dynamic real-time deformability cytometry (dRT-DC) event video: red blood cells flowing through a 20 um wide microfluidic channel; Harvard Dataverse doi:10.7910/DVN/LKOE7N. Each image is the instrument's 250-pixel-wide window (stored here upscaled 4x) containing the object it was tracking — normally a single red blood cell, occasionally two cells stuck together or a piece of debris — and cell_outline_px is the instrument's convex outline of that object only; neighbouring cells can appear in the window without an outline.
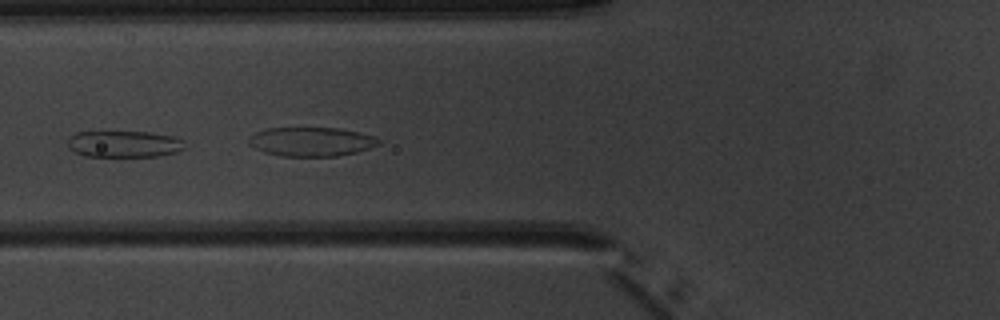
{"species": "common noctule bat (a hibernating species)", "species_latin": "Nyctalus noctula", "temperature_condition": "warm", "stored_images_in_passage": 8, "camera_frame_rate_fps": 3000, "um_per_image_px": 0.085, "animal": {"sex": "male", "body_mass_g": 20.1, "forearm_length_mm": 53.5}, "frame": {"image": 1, "passage_image": 5, "time_ms": 4.667, "image_size_px": [1000, 320], "cell_outline_px": [[188, 148], [176, 152], [156, 156], [84, 156], [68, 148], [68, 140], [76, 132], [148, 132], [172, 136], [184, 140]], "centroid_in_image_um": [10.59, 12.24], "position_along_channel_um": 115.2, "area_um2": 18.09}}
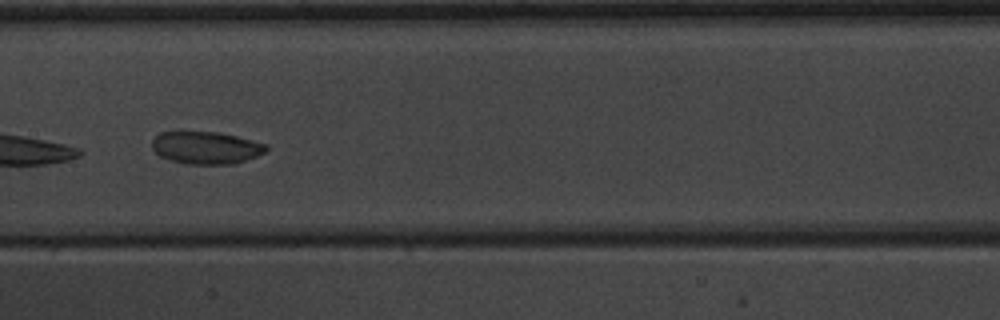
{"frame": {"image": 2, "passage_image": 7, "time_ms": 7.0, "image_size_px": [1000, 320], "cell_outline_px": [[268, 148], [264, 152], [256, 156], [236, 164], [184, 164], [160, 156], [152, 148], [152, 140], [160, 132], [220, 132], [268, 144]], "centroid_in_image_um": [17.53, 12.56], "position_along_channel_um": 189.9, "area_um2": 21.56}}
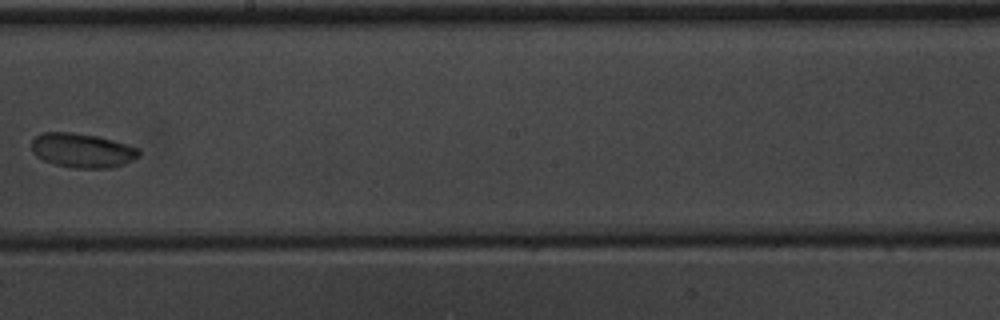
{"frame": {"image": 3, "passage_image": 8, "time_ms": 8.333, "image_size_px": [1000, 320], "cell_outline_px": [[140, 156], [124, 164], [108, 168], [72, 168], [56, 164], [44, 160], [36, 156], [32, 152], [32, 140], [40, 132], [72, 132], [96, 136], [112, 140], [136, 148], [140, 152]], "centroid_in_image_um": [6.95, 12.79], "position_along_channel_um": 241.2, "area_um2": 21.33}}